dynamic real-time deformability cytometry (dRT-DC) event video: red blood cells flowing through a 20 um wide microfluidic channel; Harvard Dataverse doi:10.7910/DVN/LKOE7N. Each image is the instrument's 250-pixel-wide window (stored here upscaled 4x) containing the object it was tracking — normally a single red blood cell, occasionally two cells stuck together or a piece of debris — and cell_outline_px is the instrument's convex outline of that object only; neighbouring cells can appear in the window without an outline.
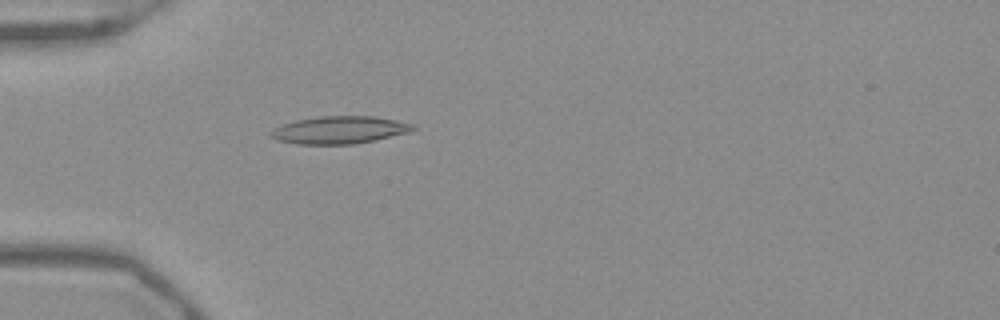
{"species": "Egyptian fruit bat (a non-hibernating species)", "species_latin": "Rousettus aegyptiacus", "temperature_condition": "warm", "stored_images_in_passage": 53, "camera_frame_rate_fps": 3000, "um_per_image_px": 0.085, "frame": {"image": 1, "passage_image": 17, "time_ms": 5.333, "image_size_px": [1000, 320], "cell_outline_px": [[416, 128], [408, 132], [376, 140], [352, 144], [296, 144], [276, 140], [268, 136], [268, 132], [272, 128], [296, 120], [320, 116], [372, 116], [416, 124]], "centroid_in_image_um": [28.8, 11.05], "position_along_channel_um": 56.2, "area_um2": 22.89}}
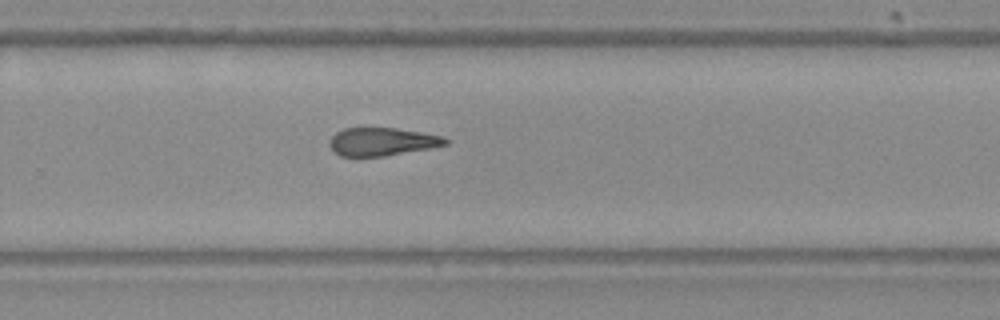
{"frame": {"image": 2, "passage_image": 36, "time_ms": 11.667, "image_size_px": [1000, 320], "cell_outline_px": [[448, 144], [428, 148], [384, 156], [340, 156], [332, 152], [328, 144], [328, 140], [336, 132], [344, 128], [396, 128], [444, 136], [448, 140]], "centroid_in_image_um": [32.41, 12.04], "position_along_channel_um": 297.4, "area_um2": 18.96}}
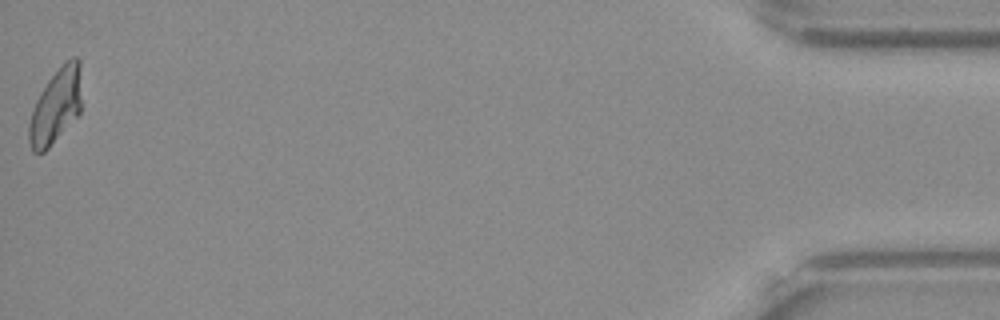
{"frame": {"image": 3, "passage_image": 53, "time_ms": 17.333, "image_size_px": [1000, 320], "cell_outline_px": [[80, 112], [48, 148], [44, 152], [32, 152], [28, 140], [28, 124], [36, 100], [40, 92], [48, 80], [64, 60], [72, 56], [76, 56], [80, 60]], "centroid_in_image_um": [4.73, 8.99], "position_along_channel_um": 430.5, "area_um2": 22.83}, "authors_computed_cell_mechanics": {"area_um2": 20.9814, "velocity_mm_per_s": 3.9415, "shape_relaxation_time_tau1_ms": null, "shape_relaxation_time_tau2_ms": 3.048, "deformation_change_tau1": null, "deformation_change_tau2": 0.1383}}